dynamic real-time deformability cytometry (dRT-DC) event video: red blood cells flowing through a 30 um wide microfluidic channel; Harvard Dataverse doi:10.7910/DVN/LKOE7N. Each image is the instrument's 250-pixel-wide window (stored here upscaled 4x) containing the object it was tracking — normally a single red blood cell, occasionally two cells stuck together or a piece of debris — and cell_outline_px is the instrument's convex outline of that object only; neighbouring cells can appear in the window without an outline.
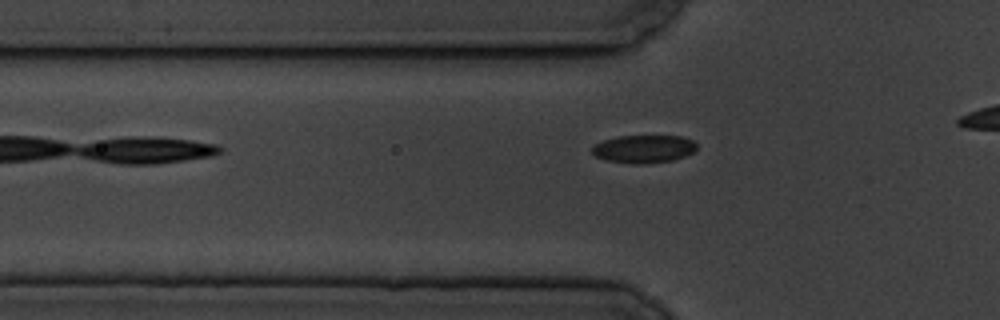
{"species": "common noctule bat (a hibernating species)", "species_latin": "Nyctalus noctula", "temperature_condition": "cold", "stored_images_in_passage": 33, "camera_frame_rate_fps": 3000, "um_per_image_px": 0.085, "animal": {"sex": "male", "body_mass_g": 19.5, "forearm_length_mm": 54.6}, "frame": {"image": 1, "passage_image": 4, "time_ms": 1.0, "image_size_px": [1000, 320], "cell_outline_px": [[696, 148], [692, 152], [684, 156], [672, 160], [640, 164], [632, 164], [604, 160], [596, 156], [592, 152], [592, 144], [616, 136], [680, 136], [692, 140], [696, 144]], "centroid_in_image_um": [54.66, 12.65], "position_along_channel_um": 71.1, "area_um2": 16.99}}
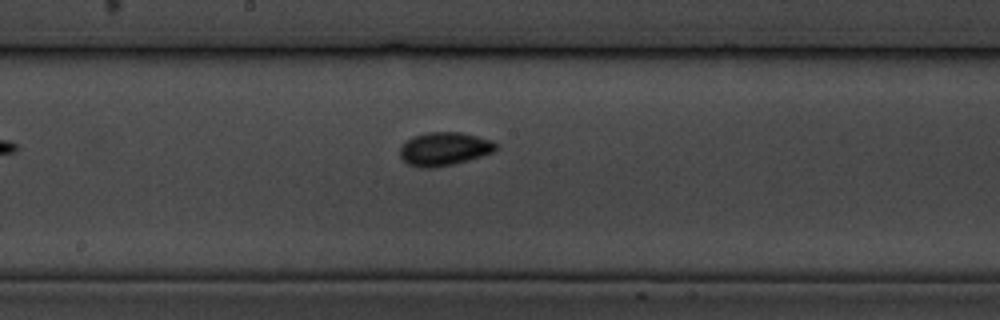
{"frame": {"image": 2, "passage_image": 16, "time_ms": 5.0, "image_size_px": [1000, 320], "cell_outline_px": [[496, 148], [492, 152], [468, 160], [436, 168], [420, 168], [408, 164], [400, 156], [400, 148], [412, 136], [428, 132], [460, 132], [492, 140], [496, 144]], "centroid_in_image_um": [37.74, 12.66], "position_along_channel_um": 210.5, "area_um2": 18.5}}
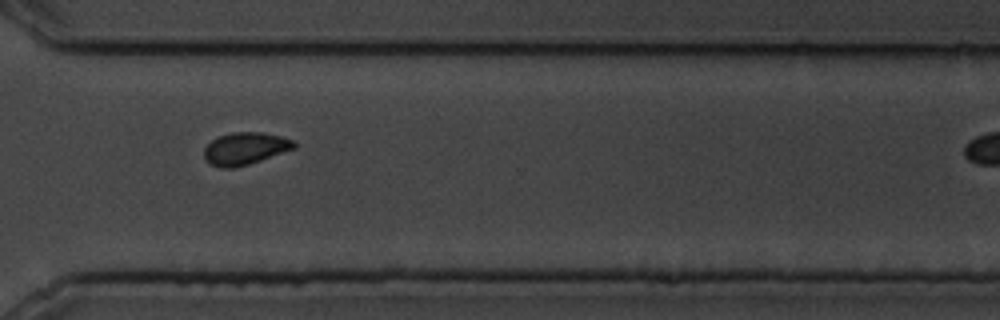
{"frame": {"image": 3, "passage_image": 28, "time_ms": 9.0, "image_size_px": [1000, 320], "cell_outline_px": [[296, 148], [248, 164], [232, 168], [220, 168], [204, 160], [204, 148], [212, 140], [220, 136], [232, 132], [260, 132], [280, 136], [292, 140], [296, 144]], "centroid_in_image_um": [20.81, 12.62], "position_along_channel_um": 349.8, "area_um2": 16.76}}